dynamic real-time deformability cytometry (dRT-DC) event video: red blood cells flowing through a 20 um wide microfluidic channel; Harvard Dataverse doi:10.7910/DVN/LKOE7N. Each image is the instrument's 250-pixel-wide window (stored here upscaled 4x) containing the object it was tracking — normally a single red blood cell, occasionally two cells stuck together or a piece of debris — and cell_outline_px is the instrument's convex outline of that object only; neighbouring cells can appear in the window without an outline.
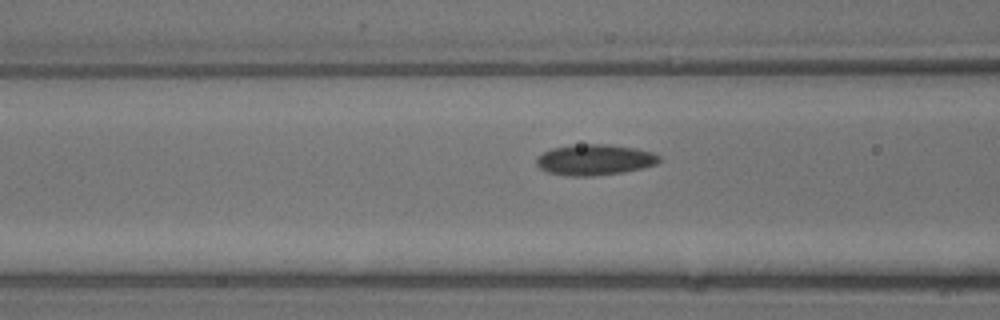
{"species": "common noctule bat (a hibernating species)", "species_latin": "Nyctalus noctula", "temperature_condition": "warm", "stored_images_in_passage": 5, "segment_of_instrument_passage": [2, 2], "camera_frame_rate_fps": 3000, "um_per_image_px": 0.085, "animal": {"sex": "male", "body_mass_g": 13.3}, "frame": {"image": 1, "passage_image": 5, "time_ms": 1.333, "image_size_px": [1000, 320], "cell_outline_px": [[656, 160], [652, 164], [636, 168], [616, 172], [552, 172], [544, 168], [540, 164], [540, 156], [548, 152], [560, 148], [624, 148], [644, 152], [656, 156]], "centroid_in_image_um": [50.56, 13.59], "position_along_channel_um": 116.0, "area_um2": 17.22}}